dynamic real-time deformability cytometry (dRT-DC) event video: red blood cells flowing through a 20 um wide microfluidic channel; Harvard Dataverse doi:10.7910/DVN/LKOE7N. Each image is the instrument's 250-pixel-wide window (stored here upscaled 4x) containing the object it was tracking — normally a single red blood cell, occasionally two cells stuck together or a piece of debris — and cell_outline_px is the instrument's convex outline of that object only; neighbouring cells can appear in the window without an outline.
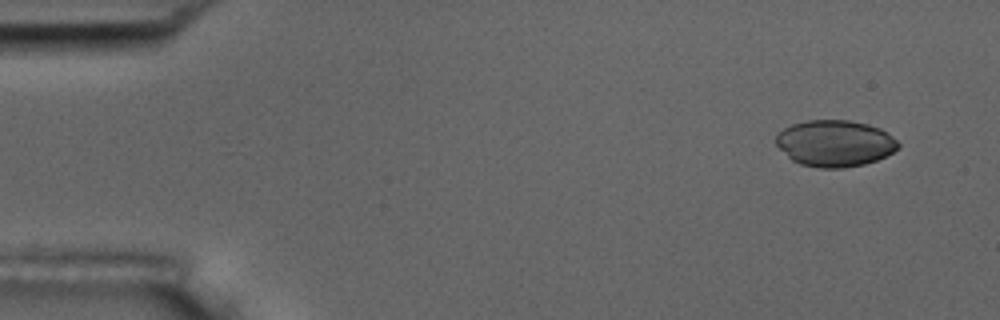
{"species": "common noctule bat (a hibernating species)", "species_latin": "Nyctalus noctula", "temperature_condition": "room temperature", "stored_images_in_passage": 6, "camera_frame_rate_fps": 3000, "um_per_image_px": 0.085, "animal": {"sex": "male", "body_mass_g": 17.5, "forearm_length_mm": 52.3}, "frame": {"image": 1, "passage_image": 1, "time_ms": 0.0, "image_size_px": [1000, 320], "cell_outline_px": [[900, 148], [876, 160], [864, 164], [840, 168], [820, 168], [800, 164], [792, 160], [776, 144], [776, 136], [784, 128], [792, 124], [808, 120], [848, 120], [868, 124], [880, 128], [892, 136], [900, 144]], "centroid_in_image_um": [70.97, 12.18], "position_along_channel_um": 14.0, "area_um2": 32.95}}